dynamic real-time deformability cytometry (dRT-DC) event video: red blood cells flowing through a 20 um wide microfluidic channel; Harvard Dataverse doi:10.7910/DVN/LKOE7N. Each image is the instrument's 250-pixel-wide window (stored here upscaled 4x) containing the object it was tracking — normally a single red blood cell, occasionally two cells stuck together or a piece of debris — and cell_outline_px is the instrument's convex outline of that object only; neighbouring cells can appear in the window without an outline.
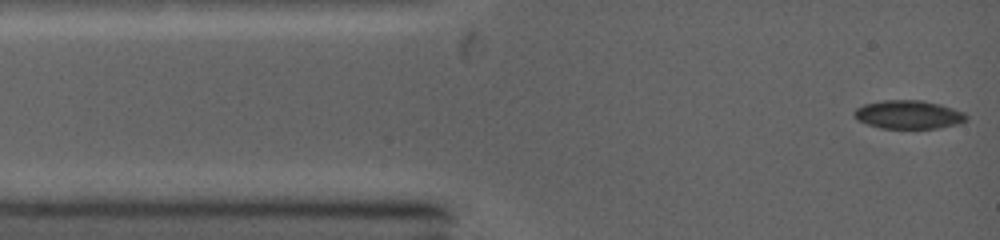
{"species": "common noctule bat (a hibernating species)", "species_latin": "Nyctalus noctula", "temperature_condition": "warm", "stored_images_in_passage": 73, "camera_frame_rate_fps": 5000, "um_per_image_px": 0.085, "animal": {"sex": "female", "body_mass_g": 19.0, "forearm_length_mm": 53.3}, "frame": {"image": 1, "passage_image": 1, "time_ms": 0.0, "image_size_px": [1000, 240], "cell_outline_px": [[968, 120], [960, 124], [936, 128], [880, 128], [856, 120], [852, 116], [852, 112], [856, 108], [864, 104], [884, 100], [920, 100], [940, 104], [964, 112], [968, 116]], "centroid_in_image_um": [77.21, 9.74], "position_along_channel_um": 7.8, "area_um2": 18.79}}
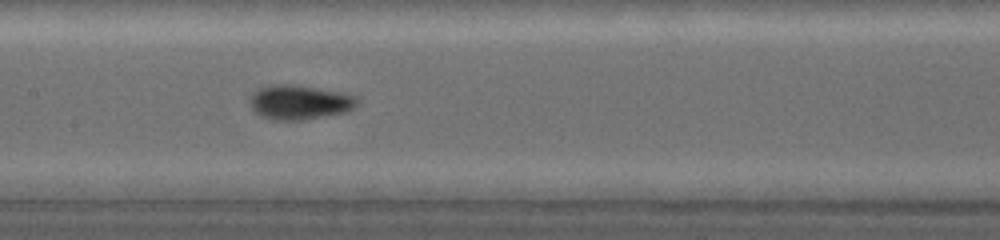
{"frame": {"image": 2, "passage_image": 27, "time_ms": 5.2, "image_size_px": [1000, 240], "cell_outline_px": [[356, 104], [348, 112], [308, 120], [268, 120], [256, 112], [252, 108], [252, 96], [260, 88], [308, 88], [332, 92], [352, 96], [356, 100]], "centroid_in_image_um": [25.48, 8.81], "position_along_channel_um": 181.9, "area_um2": 19.83}}
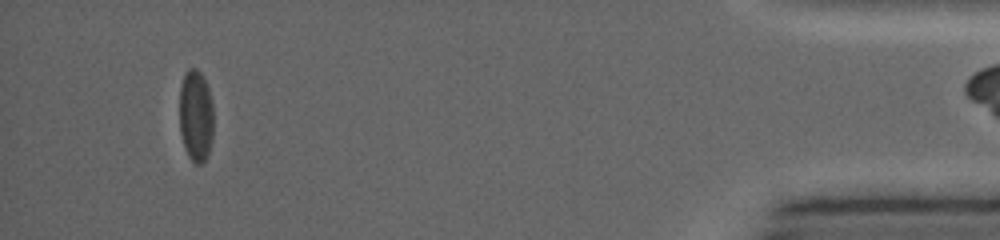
{"frame": {"image": 3, "passage_image": 64, "time_ms": 12.6, "image_size_px": [1000, 240], "cell_outline_px": [[212, 140], [208, 156], [200, 164], [196, 164], [188, 156], [184, 148], [180, 132], [180, 84], [184, 72], [188, 68], [196, 68], [200, 72], [208, 88], [212, 104]], "centroid_in_image_um": [16.63, 9.84], "position_along_channel_um": 418.6, "area_um2": 18.32}, "authors_computed_cell_mechanics": {"area_um2": 19.0162, "velocity_mm_per_s": 4.3856, "shape_relaxation_time_tau1_ms": 3.7234, "shape_relaxation_time_tau2_ms": 1.4317, "deformation_change_tau1": 0.1129, "deformation_change_tau2": 0.0415}}